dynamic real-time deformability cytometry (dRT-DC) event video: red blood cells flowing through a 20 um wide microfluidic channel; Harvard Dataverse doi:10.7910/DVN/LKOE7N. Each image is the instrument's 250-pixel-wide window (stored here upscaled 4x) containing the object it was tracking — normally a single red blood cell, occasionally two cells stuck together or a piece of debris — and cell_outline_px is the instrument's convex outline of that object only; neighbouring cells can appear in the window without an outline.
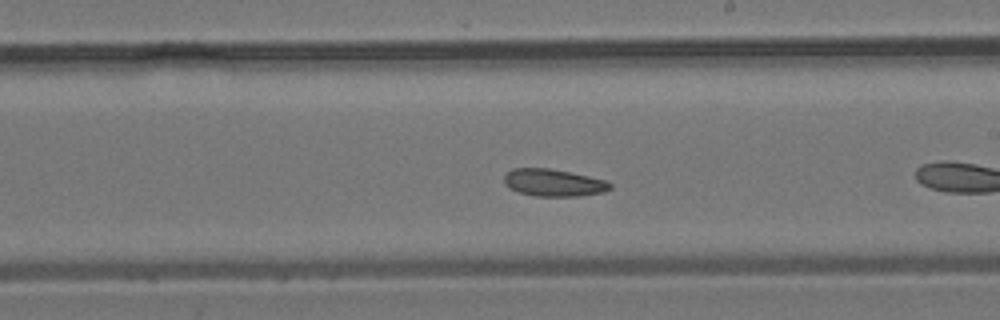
{"species": "common noctule bat (a hibernating species)", "species_latin": "Nyctalus noctula", "temperature_condition": "room temperature", "stored_images_in_passage": 29, "camera_frame_rate_fps": 3000, "um_per_image_px": 0.085, "animal": {"sex": "male", "body_mass_g": 19.2, "forearm_length_mm": 51.8}, "frame": {"image": 1, "passage_image": 13, "time_ms": 4.0, "image_size_px": [1000, 320], "cell_outline_px": [[612, 188], [604, 192], [580, 196], [536, 196], [520, 192], [508, 188], [504, 184], [504, 176], [512, 168], [548, 168], [588, 176], [604, 180], [612, 184]], "centroid_in_image_um": [47.04, 15.53], "position_along_channel_um": 242.0, "area_um2": 16.76}}